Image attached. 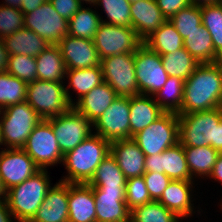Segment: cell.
<instances>
[{
    "label": "cell",
    "instance_id": "obj_1",
    "mask_svg": "<svg viewBox=\"0 0 222 222\" xmlns=\"http://www.w3.org/2000/svg\"><path fill=\"white\" fill-rule=\"evenodd\" d=\"M222 107V61L199 64L184 83L180 114Z\"/></svg>",
    "mask_w": 222,
    "mask_h": 222
},
{
    "label": "cell",
    "instance_id": "obj_2",
    "mask_svg": "<svg viewBox=\"0 0 222 222\" xmlns=\"http://www.w3.org/2000/svg\"><path fill=\"white\" fill-rule=\"evenodd\" d=\"M111 142L99 135L92 134L75 149L63 155L62 164L67 175L59 181L66 183L88 184L99 164L110 154Z\"/></svg>",
    "mask_w": 222,
    "mask_h": 222
},
{
    "label": "cell",
    "instance_id": "obj_3",
    "mask_svg": "<svg viewBox=\"0 0 222 222\" xmlns=\"http://www.w3.org/2000/svg\"><path fill=\"white\" fill-rule=\"evenodd\" d=\"M48 169H40L24 182L7 190L6 203L16 222H29L52 187Z\"/></svg>",
    "mask_w": 222,
    "mask_h": 222
},
{
    "label": "cell",
    "instance_id": "obj_4",
    "mask_svg": "<svg viewBox=\"0 0 222 222\" xmlns=\"http://www.w3.org/2000/svg\"><path fill=\"white\" fill-rule=\"evenodd\" d=\"M222 119V107L179 114V143L183 147L211 146L215 149L216 127Z\"/></svg>",
    "mask_w": 222,
    "mask_h": 222
},
{
    "label": "cell",
    "instance_id": "obj_5",
    "mask_svg": "<svg viewBox=\"0 0 222 222\" xmlns=\"http://www.w3.org/2000/svg\"><path fill=\"white\" fill-rule=\"evenodd\" d=\"M43 120L25 101L0 110V125L5 148L20 149L35 126Z\"/></svg>",
    "mask_w": 222,
    "mask_h": 222
},
{
    "label": "cell",
    "instance_id": "obj_6",
    "mask_svg": "<svg viewBox=\"0 0 222 222\" xmlns=\"http://www.w3.org/2000/svg\"><path fill=\"white\" fill-rule=\"evenodd\" d=\"M25 101L45 120L62 115L72 107L64 83L38 79L27 83Z\"/></svg>",
    "mask_w": 222,
    "mask_h": 222
},
{
    "label": "cell",
    "instance_id": "obj_7",
    "mask_svg": "<svg viewBox=\"0 0 222 222\" xmlns=\"http://www.w3.org/2000/svg\"><path fill=\"white\" fill-rule=\"evenodd\" d=\"M132 139L145 156L160 154L179 142L178 114L164 112L156 121L135 134Z\"/></svg>",
    "mask_w": 222,
    "mask_h": 222
},
{
    "label": "cell",
    "instance_id": "obj_8",
    "mask_svg": "<svg viewBox=\"0 0 222 222\" xmlns=\"http://www.w3.org/2000/svg\"><path fill=\"white\" fill-rule=\"evenodd\" d=\"M22 149L40 169H46L63 162V154L51 123L45 119L35 126Z\"/></svg>",
    "mask_w": 222,
    "mask_h": 222
},
{
    "label": "cell",
    "instance_id": "obj_9",
    "mask_svg": "<svg viewBox=\"0 0 222 222\" xmlns=\"http://www.w3.org/2000/svg\"><path fill=\"white\" fill-rule=\"evenodd\" d=\"M93 43L101 60L113 55L135 53L143 41L132 27L101 22Z\"/></svg>",
    "mask_w": 222,
    "mask_h": 222
},
{
    "label": "cell",
    "instance_id": "obj_10",
    "mask_svg": "<svg viewBox=\"0 0 222 222\" xmlns=\"http://www.w3.org/2000/svg\"><path fill=\"white\" fill-rule=\"evenodd\" d=\"M135 53L118 54L101 59L103 81L108 83L118 96L139 95L135 77Z\"/></svg>",
    "mask_w": 222,
    "mask_h": 222
},
{
    "label": "cell",
    "instance_id": "obj_11",
    "mask_svg": "<svg viewBox=\"0 0 222 222\" xmlns=\"http://www.w3.org/2000/svg\"><path fill=\"white\" fill-rule=\"evenodd\" d=\"M47 120L51 123L63 155L93 134V124L73 106L64 114Z\"/></svg>",
    "mask_w": 222,
    "mask_h": 222
},
{
    "label": "cell",
    "instance_id": "obj_12",
    "mask_svg": "<svg viewBox=\"0 0 222 222\" xmlns=\"http://www.w3.org/2000/svg\"><path fill=\"white\" fill-rule=\"evenodd\" d=\"M135 77L139 94L153 96L166 83V73L161 56L142 44L135 51Z\"/></svg>",
    "mask_w": 222,
    "mask_h": 222
},
{
    "label": "cell",
    "instance_id": "obj_13",
    "mask_svg": "<svg viewBox=\"0 0 222 222\" xmlns=\"http://www.w3.org/2000/svg\"><path fill=\"white\" fill-rule=\"evenodd\" d=\"M24 27L51 45H57L68 35V21L58 14L49 1L24 14Z\"/></svg>",
    "mask_w": 222,
    "mask_h": 222
},
{
    "label": "cell",
    "instance_id": "obj_14",
    "mask_svg": "<svg viewBox=\"0 0 222 222\" xmlns=\"http://www.w3.org/2000/svg\"><path fill=\"white\" fill-rule=\"evenodd\" d=\"M130 97L118 96L93 123V132L108 141L130 138Z\"/></svg>",
    "mask_w": 222,
    "mask_h": 222
},
{
    "label": "cell",
    "instance_id": "obj_15",
    "mask_svg": "<svg viewBox=\"0 0 222 222\" xmlns=\"http://www.w3.org/2000/svg\"><path fill=\"white\" fill-rule=\"evenodd\" d=\"M39 170L22 148H1L0 178L6 190L24 182Z\"/></svg>",
    "mask_w": 222,
    "mask_h": 222
},
{
    "label": "cell",
    "instance_id": "obj_16",
    "mask_svg": "<svg viewBox=\"0 0 222 222\" xmlns=\"http://www.w3.org/2000/svg\"><path fill=\"white\" fill-rule=\"evenodd\" d=\"M145 172L165 174L171 180L195 181L190 175L186 155L179 142L160 154L146 156Z\"/></svg>",
    "mask_w": 222,
    "mask_h": 222
},
{
    "label": "cell",
    "instance_id": "obj_17",
    "mask_svg": "<svg viewBox=\"0 0 222 222\" xmlns=\"http://www.w3.org/2000/svg\"><path fill=\"white\" fill-rule=\"evenodd\" d=\"M95 197L96 222H128L131 211L125 201V188L91 187Z\"/></svg>",
    "mask_w": 222,
    "mask_h": 222
},
{
    "label": "cell",
    "instance_id": "obj_18",
    "mask_svg": "<svg viewBox=\"0 0 222 222\" xmlns=\"http://www.w3.org/2000/svg\"><path fill=\"white\" fill-rule=\"evenodd\" d=\"M66 70L83 69L100 65L93 40L66 35L58 44Z\"/></svg>",
    "mask_w": 222,
    "mask_h": 222
},
{
    "label": "cell",
    "instance_id": "obj_19",
    "mask_svg": "<svg viewBox=\"0 0 222 222\" xmlns=\"http://www.w3.org/2000/svg\"><path fill=\"white\" fill-rule=\"evenodd\" d=\"M68 195L69 183L56 182L29 222H68Z\"/></svg>",
    "mask_w": 222,
    "mask_h": 222
},
{
    "label": "cell",
    "instance_id": "obj_20",
    "mask_svg": "<svg viewBox=\"0 0 222 222\" xmlns=\"http://www.w3.org/2000/svg\"><path fill=\"white\" fill-rule=\"evenodd\" d=\"M194 184L195 181L171 180L158 201L168 210L176 213L182 220L192 217V214H195L196 211L199 215L201 208L195 210L193 203L195 200L193 199V194L196 192L193 191Z\"/></svg>",
    "mask_w": 222,
    "mask_h": 222
},
{
    "label": "cell",
    "instance_id": "obj_21",
    "mask_svg": "<svg viewBox=\"0 0 222 222\" xmlns=\"http://www.w3.org/2000/svg\"><path fill=\"white\" fill-rule=\"evenodd\" d=\"M110 153L127 179L145 173L146 156L132 138L111 141Z\"/></svg>",
    "mask_w": 222,
    "mask_h": 222
},
{
    "label": "cell",
    "instance_id": "obj_22",
    "mask_svg": "<svg viewBox=\"0 0 222 222\" xmlns=\"http://www.w3.org/2000/svg\"><path fill=\"white\" fill-rule=\"evenodd\" d=\"M68 222H96L95 197L89 184L69 183Z\"/></svg>",
    "mask_w": 222,
    "mask_h": 222
},
{
    "label": "cell",
    "instance_id": "obj_23",
    "mask_svg": "<svg viewBox=\"0 0 222 222\" xmlns=\"http://www.w3.org/2000/svg\"><path fill=\"white\" fill-rule=\"evenodd\" d=\"M166 20L158 8L156 0H140L131 3V27L142 41Z\"/></svg>",
    "mask_w": 222,
    "mask_h": 222
},
{
    "label": "cell",
    "instance_id": "obj_24",
    "mask_svg": "<svg viewBox=\"0 0 222 222\" xmlns=\"http://www.w3.org/2000/svg\"><path fill=\"white\" fill-rule=\"evenodd\" d=\"M117 97L114 89L108 83L102 82L81 97L73 107L93 124Z\"/></svg>",
    "mask_w": 222,
    "mask_h": 222
},
{
    "label": "cell",
    "instance_id": "obj_25",
    "mask_svg": "<svg viewBox=\"0 0 222 222\" xmlns=\"http://www.w3.org/2000/svg\"><path fill=\"white\" fill-rule=\"evenodd\" d=\"M164 111L153 96L139 94L130 97V138L156 121Z\"/></svg>",
    "mask_w": 222,
    "mask_h": 222
},
{
    "label": "cell",
    "instance_id": "obj_26",
    "mask_svg": "<svg viewBox=\"0 0 222 222\" xmlns=\"http://www.w3.org/2000/svg\"><path fill=\"white\" fill-rule=\"evenodd\" d=\"M66 79L68 81V83H66L68 85H65L66 96L72 106L94 87L104 82L101 65L90 68L66 70L65 80ZM69 89L76 92V98H78L76 101L72 99L73 96Z\"/></svg>",
    "mask_w": 222,
    "mask_h": 222
},
{
    "label": "cell",
    "instance_id": "obj_27",
    "mask_svg": "<svg viewBox=\"0 0 222 222\" xmlns=\"http://www.w3.org/2000/svg\"><path fill=\"white\" fill-rule=\"evenodd\" d=\"M3 41L9 55H27L32 57L38 56L51 45L35 32L25 27L9 36H5Z\"/></svg>",
    "mask_w": 222,
    "mask_h": 222
},
{
    "label": "cell",
    "instance_id": "obj_28",
    "mask_svg": "<svg viewBox=\"0 0 222 222\" xmlns=\"http://www.w3.org/2000/svg\"><path fill=\"white\" fill-rule=\"evenodd\" d=\"M36 64L38 80L66 83V66L58 45H49L44 49L36 56Z\"/></svg>",
    "mask_w": 222,
    "mask_h": 222
},
{
    "label": "cell",
    "instance_id": "obj_29",
    "mask_svg": "<svg viewBox=\"0 0 222 222\" xmlns=\"http://www.w3.org/2000/svg\"><path fill=\"white\" fill-rule=\"evenodd\" d=\"M143 44L160 56L167 53H174L176 50L184 48L183 38L169 20H166L157 30L148 36L143 41Z\"/></svg>",
    "mask_w": 222,
    "mask_h": 222
},
{
    "label": "cell",
    "instance_id": "obj_30",
    "mask_svg": "<svg viewBox=\"0 0 222 222\" xmlns=\"http://www.w3.org/2000/svg\"><path fill=\"white\" fill-rule=\"evenodd\" d=\"M183 149L191 177L208 179L220 152L211 146L183 147Z\"/></svg>",
    "mask_w": 222,
    "mask_h": 222
},
{
    "label": "cell",
    "instance_id": "obj_31",
    "mask_svg": "<svg viewBox=\"0 0 222 222\" xmlns=\"http://www.w3.org/2000/svg\"><path fill=\"white\" fill-rule=\"evenodd\" d=\"M184 48L199 64L221 61L215 55L212 37L203 25L199 26V30L188 34L184 39Z\"/></svg>",
    "mask_w": 222,
    "mask_h": 222
},
{
    "label": "cell",
    "instance_id": "obj_32",
    "mask_svg": "<svg viewBox=\"0 0 222 222\" xmlns=\"http://www.w3.org/2000/svg\"><path fill=\"white\" fill-rule=\"evenodd\" d=\"M93 10L91 7L83 5L73 16L68 20V35L76 38L93 40L103 19L96 7Z\"/></svg>",
    "mask_w": 222,
    "mask_h": 222
},
{
    "label": "cell",
    "instance_id": "obj_33",
    "mask_svg": "<svg viewBox=\"0 0 222 222\" xmlns=\"http://www.w3.org/2000/svg\"><path fill=\"white\" fill-rule=\"evenodd\" d=\"M127 178L111 153L99 164L88 183L97 188H125Z\"/></svg>",
    "mask_w": 222,
    "mask_h": 222
},
{
    "label": "cell",
    "instance_id": "obj_34",
    "mask_svg": "<svg viewBox=\"0 0 222 222\" xmlns=\"http://www.w3.org/2000/svg\"><path fill=\"white\" fill-rule=\"evenodd\" d=\"M185 80L168 76L165 85L153 95L154 100L164 112L180 114Z\"/></svg>",
    "mask_w": 222,
    "mask_h": 222
},
{
    "label": "cell",
    "instance_id": "obj_35",
    "mask_svg": "<svg viewBox=\"0 0 222 222\" xmlns=\"http://www.w3.org/2000/svg\"><path fill=\"white\" fill-rule=\"evenodd\" d=\"M161 60L168 76L179 77L185 81L199 65L185 48L178 49L174 53L163 54L161 55Z\"/></svg>",
    "mask_w": 222,
    "mask_h": 222
},
{
    "label": "cell",
    "instance_id": "obj_36",
    "mask_svg": "<svg viewBox=\"0 0 222 222\" xmlns=\"http://www.w3.org/2000/svg\"><path fill=\"white\" fill-rule=\"evenodd\" d=\"M202 25L212 37L215 55L222 59V6L219 3L200 5Z\"/></svg>",
    "mask_w": 222,
    "mask_h": 222
},
{
    "label": "cell",
    "instance_id": "obj_37",
    "mask_svg": "<svg viewBox=\"0 0 222 222\" xmlns=\"http://www.w3.org/2000/svg\"><path fill=\"white\" fill-rule=\"evenodd\" d=\"M130 220L132 222H182L176 213L154 200L131 210Z\"/></svg>",
    "mask_w": 222,
    "mask_h": 222
},
{
    "label": "cell",
    "instance_id": "obj_38",
    "mask_svg": "<svg viewBox=\"0 0 222 222\" xmlns=\"http://www.w3.org/2000/svg\"><path fill=\"white\" fill-rule=\"evenodd\" d=\"M27 83L8 72L0 73V110L25 102Z\"/></svg>",
    "mask_w": 222,
    "mask_h": 222
},
{
    "label": "cell",
    "instance_id": "obj_39",
    "mask_svg": "<svg viewBox=\"0 0 222 222\" xmlns=\"http://www.w3.org/2000/svg\"><path fill=\"white\" fill-rule=\"evenodd\" d=\"M98 6L107 16L102 22L131 27V3L128 0H97L95 7Z\"/></svg>",
    "mask_w": 222,
    "mask_h": 222
},
{
    "label": "cell",
    "instance_id": "obj_40",
    "mask_svg": "<svg viewBox=\"0 0 222 222\" xmlns=\"http://www.w3.org/2000/svg\"><path fill=\"white\" fill-rule=\"evenodd\" d=\"M181 35L183 40L188 37V34L199 30L202 25V14L200 5L190 4L188 7L181 9L170 19H168Z\"/></svg>",
    "mask_w": 222,
    "mask_h": 222
},
{
    "label": "cell",
    "instance_id": "obj_41",
    "mask_svg": "<svg viewBox=\"0 0 222 222\" xmlns=\"http://www.w3.org/2000/svg\"><path fill=\"white\" fill-rule=\"evenodd\" d=\"M6 72L26 83L37 80L36 57L27 55H9Z\"/></svg>",
    "mask_w": 222,
    "mask_h": 222
},
{
    "label": "cell",
    "instance_id": "obj_42",
    "mask_svg": "<svg viewBox=\"0 0 222 222\" xmlns=\"http://www.w3.org/2000/svg\"><path fill=\"white\" fill-rule=\"evenodd\" d=\"M125 190V201L130 211L153 201L150 198L143 176L127 179Z\"/></svg>",
    "mask_w": 222,
    "mask_h": 222
},
{
    "label": "cell",
    "instance_id": "obj_43",
    "mask_svg": "<svg viewBox=\"0 0 222 222\" xmlns=\"http://www.w3.org/2000/svg\"><path fill=\"white\" fill-rule=\"evenodd\" d=\"M24 28V13L18 8L0 4V38Z\"/></svg>",
    "mask_w": 222,
    "mask_h": 222
},
{
    "label": "cell",
    "instance_id": "obj_44",
    "mask_svg": "<svg viewBox=\"0 0 222 222\" xmlns=\"http://www.w3.org/2000/svg\"><path fill=\"white\" fill-rule=\"evenodd\" d=\"M143 178L145 179L150 198L154 201H158L161 198L163 191L171 182L167 175L157 172H145Z\"/></svg>",
    "mask_w": 222,
    "mask_h": 222
},
{
    "label": "cell",
    "instance_id": "obj_45",
    "mask_svg": "<svg viewBox=\"0 0 222 222\" xmlns=\"http://www.w3.org/2000/svg\"><path fill=\"white\" fill-rule=\"evenodd\" d=\"M49 2L67 21L83 6L79 0H49Z\"/></svg>",
    "mask_w": 222,
    "mask_h": 222
},
{
    "label": "cell",
    "instance_id": "obj_46",
    "mask_svg": "<svg viewBox=\"0 0 222 222\" xmlns=\"http://www.w3.org/2000/svg\"><path fill=\"white\" fill-rule=\"evenodd\" d=\"M156 3L167 20L191 4L189 0H156Z\"/></svg>",
    "mask_w": 222,
    "mask_h": 222
},
{
    "label": "cell",
    "instance_id": "obj_47",
    "mask_svg": "<svg viewBox=\"0 0 222 222\" xmlns=\"http://www.w3.org/2000/svg\"><path fill=\"white\" fill-rule=\"evenodd\" d=\"M209 179L218 181L222 185V153L219 154L211 174L208 176Z\"/></svg>",
    "mask_w": 222,
    "mask_h": 222
},
{
    "label": "cell",
    "instance_id": "obj_48",
    "mask_svg": "<svg viewBox=\"0 0 222 222\" xmlns=\"http://www.w3.org/2000/svg\"><path fill=\"white\" fill-rule=\"evenodd\" d=\"M49 0H23V4L21 5L20 10L26 14L34 11L43 3L48 2Z\"/></svg>",
    "mask_w": 222,
    "mask_h": 222
},
{
    "label": "cell",
    "instance_id": "obj_49",
    "mask_svg": "<svg viewBox=\"0 0 222 222\" xmlns=\"http://www.w3.org/2000/svg\"><path fill=\"white\" fill-rule=\"evenodd\" d=\"M8 51L5 48L3 39L0 38V73L7 71Z\"/></svg>",
    "mask_w": 222,
    "mask_h": 222
},
{
    "label": "cell",
    "instance_id": "obj_50",
    "mask_svg": "<svg viewBox=\"0 0 222 222\" xmlns=\"http://www.w3.org/2000/svg\"><path fill=\"white\" fill-rule=\"evenodd\" d=\"M6 201H0V222H13Z\"/></svg>",
    "mask_w": 222,
    "mask_h": 222
},
{
    "label": "cell",
    "instance_id": "obj_51",
    "mask_svg": "<svg viewBox=\"0 0 222 222\" xmlns=\"http://www.w3.org/2000/svg\"><path fill=\"white\" fill-rule=\"evenodd\" d=\"M215 150H217L220 153H222V119L220 120V123L216 127Z\"/></svg>",
    "mask_w": 222,
    "mask_h": 222
},
{
    "label": "cell",
    "instance_id": "obj_52",
    "mask_svg": "<svg viewBox=\"0 0 222 222\" xmlns=\"http://www.w3.org/2000/svg\"><path fill=\"white\" fill-rule=\"evenodd\" d=\"M22 4L23 0H4L1 5L20 9Z\"/></svg>",
    "mask_w": 222,
    "mask_h": 222
},
{
    "label": "cell",
    "instance_id": "obj_53",
    "mask_svg": "<svg viewBox=\"0 0 222 222\" xmlns=\"http://www.w3.org/2000/svg\"><path fill=\"white\" fill-rule=\"evenodd\" d=\"M191 4L194 5H203V4H212L219 3L220 0H189Z\"/></svg>",
    "mask_w": 222,
    "mask_h": 222
},
{
    "label": "cell",
    "instance_id": "obj_54",
    "mask_svg": "<svg viewBox=\"0 0 222 222\" xmlns=\"http://www.w3.org/2000/svg\"><path fill=\"white\" fill-rule=\"evenodd\" d=\"M7 199V190L5 189L2 180L0 178V201H6Z\"/></svg>",
    "mask_w": 222,
    "mask_h": 222
},
{
    "label": "cell",
    "instance_id": "obj_55",
    "mask_svg": "<svg viewBox=\"0 0 222 222\" xmlns=\"http://www.w3.org/2000/svg\"><path fill=\"white\" fill-rule=\"evenodd\" d=\"M79 1L81 2L82 5L86 3V4H90V6H93V7L95 6L97 2V0H79Z\"/></svg>",
    "mask_w": 222,
    "mask_h": 222
},
{
    "label": "cell",
    "instance_id": "obj_56",
    "mask_svg": "<svg viewBox=\"0 0 222 222\" xmlns=\"http://www.w3.org/2000/svg\"><path fill=\"white\" fill-rule=\"evenodd\" d=\"M1 145L3 146L4 144H3V141H2L1 125H0V147H1Z\"/></svg>",
    "mask_w": 222,
    "mask_h": 222
},
{
    "label": "cell",
    "instance_id": "obj_57",
    "mask_svg": "<svg viewBox=\"0 0 222 222\" xmlns=\"http://www.w3.org/2000/svg\"><path fill=\"white\" fill-rule=\"evenodd\" d=\"M130 3H133V2H137V1H140V0H128Z\"/></svg>",
    "mask_w": 222,
    "mask_h": 222
}]
</instances>
